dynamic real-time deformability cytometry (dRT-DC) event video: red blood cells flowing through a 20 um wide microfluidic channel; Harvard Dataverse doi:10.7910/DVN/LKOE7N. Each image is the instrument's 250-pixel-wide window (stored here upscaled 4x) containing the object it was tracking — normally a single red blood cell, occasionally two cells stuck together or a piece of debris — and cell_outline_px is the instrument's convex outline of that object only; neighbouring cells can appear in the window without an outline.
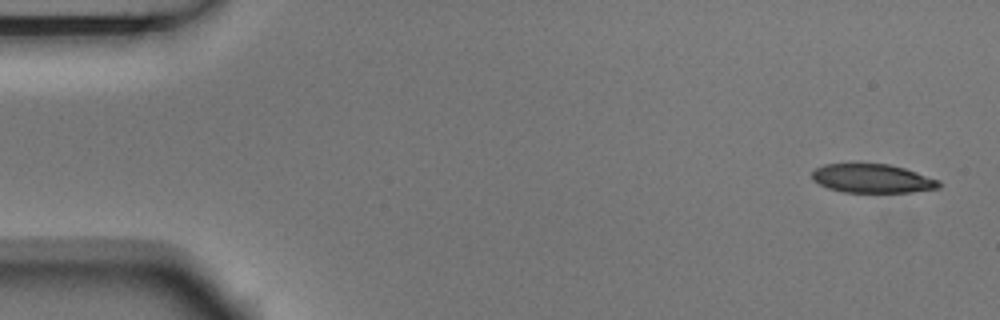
{"species": "Egyptian fruit bat (a non-hibernating species)", "species_latin": "Rousettus aegyptiacus", "temperature_condition": "room temperature", "stored_images_in_passage": 5, "camera_frame_rate_fps": 3000, "um_per_image_px": 0.085, "animal": {"sex": "male"}, "frame": {"image": 1, "passage_image": 1, "time_ms": 0.0, "image_size_px": [1000, 320], "cell_outline_px": [[940, 188], [912, 192], [844, 192], [828, 188], [812, 180], [812, 172], [816, 168], [824, 164], [888, 164], [904, 168], [940, 180]], "centroid_in_image_um": [74.16, 15.17], "position_along_channel_um": 10.8, "area_um2": 21.21}}
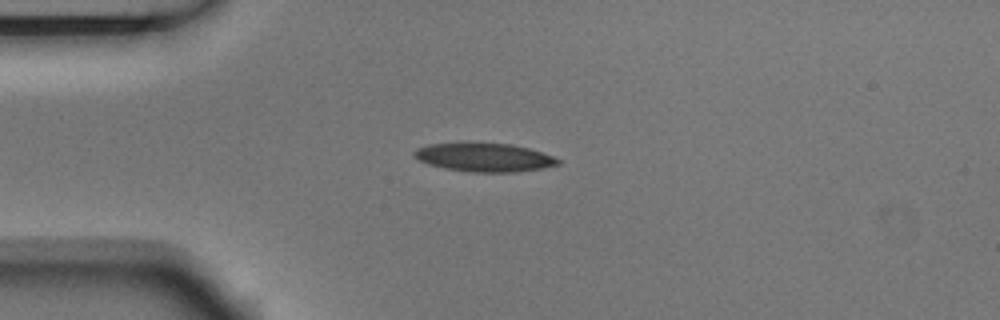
{"frame": {"image": 2, "passage_image": 4, "time_ms": 1.0, "image_size_px": [1000, 320], "cell_outline_px": [[560, 164], [540, 168], [516, 172], [468, 172], [444, 168], [428, 164], [420, 160], [412, 152], [416, 148], [428, 144], [460, 140], [468, 140], [512, 144], [528, 148], [552, 156], [560, 160]], "centroid_in_image_um": [41.08, 13.32], "position_along_channel_um": 43.9, "area_um2": 24.74}}